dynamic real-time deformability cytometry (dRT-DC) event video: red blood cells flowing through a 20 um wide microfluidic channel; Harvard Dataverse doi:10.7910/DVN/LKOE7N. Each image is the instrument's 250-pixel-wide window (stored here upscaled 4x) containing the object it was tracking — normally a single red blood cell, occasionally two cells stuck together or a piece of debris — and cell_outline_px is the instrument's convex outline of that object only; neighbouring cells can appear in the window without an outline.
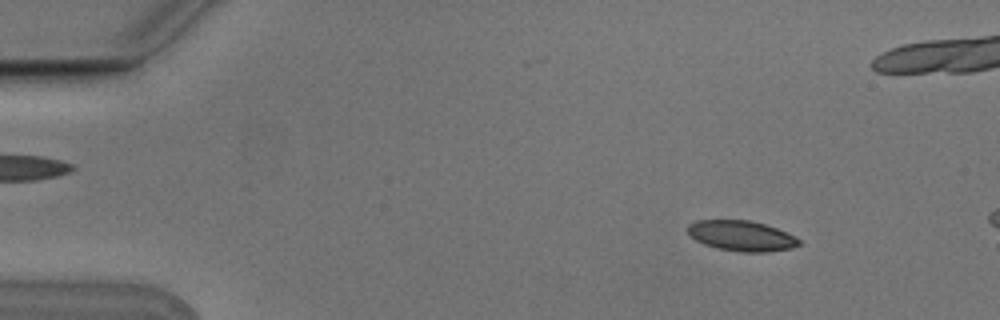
{"species": "Egyptian fruit bat (a non-hibernating species)", "species_latin": "Rousettus aegyptiacus", "temperature_condition": "cold", "stored_images_in_passage": 4, "camera_frame_rate_fps": 3000, "um_per_image_px": 0.085, "animal": {"sex": "male"}, "frame": {"image": 1, "passage_image": 2, "time_ms": 0.333, "image_size_px": [1000, 320], "cell_outline_px": [[800, 244], [792, 248], [768, 252], [740, 252], [716, 248], [704, 244], [688, 236], [688, 224], [696, 220], [748, 220], [764, 224], [776, 228], [796, 236], [800, 240]], "centroid_in_image_um": [63.01, 20.05], "position_along_channel_um": 22.0, "area_um2": 19.83}}